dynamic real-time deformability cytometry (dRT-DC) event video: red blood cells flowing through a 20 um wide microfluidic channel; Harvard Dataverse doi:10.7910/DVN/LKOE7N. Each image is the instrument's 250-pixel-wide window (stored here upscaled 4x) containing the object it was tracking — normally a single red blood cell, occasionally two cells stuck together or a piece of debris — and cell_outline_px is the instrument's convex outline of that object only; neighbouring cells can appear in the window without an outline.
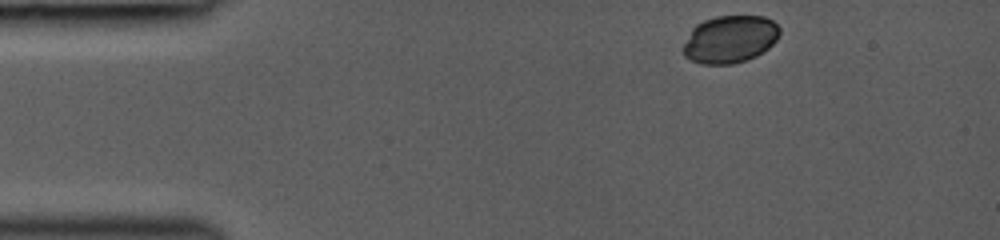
{"species": "common noctule bat (a hibernating species)", "species_latin": "Nyctalus noctula", "temperature_condition": "room temperature", "stored_images_in_passage": 3, "camera_frame_rate_fps": 3000, "um_per_image_px": 0.085, "animal": {"sex": "female", "body_mass_g": 19.0, "forearm_length_mm": 53.3}, "frame": {"image": 1, "passage_image": 1, "time_ms": 0.0, "image_size_px": [1000, 240], "cell_outline_px": [[780, 36], [764, 52], [756, 56], [732, 64], [700, 64], [684, 56], [684, 44], [692, 28], [696, 24], [704, 20], [716, 16], [764, 16], [772, 20], [780, 28]], "centroid_in_image_um": [62.06, 3.33], "position_along_channel_um": 22.9, "area_um2": 26.7}}